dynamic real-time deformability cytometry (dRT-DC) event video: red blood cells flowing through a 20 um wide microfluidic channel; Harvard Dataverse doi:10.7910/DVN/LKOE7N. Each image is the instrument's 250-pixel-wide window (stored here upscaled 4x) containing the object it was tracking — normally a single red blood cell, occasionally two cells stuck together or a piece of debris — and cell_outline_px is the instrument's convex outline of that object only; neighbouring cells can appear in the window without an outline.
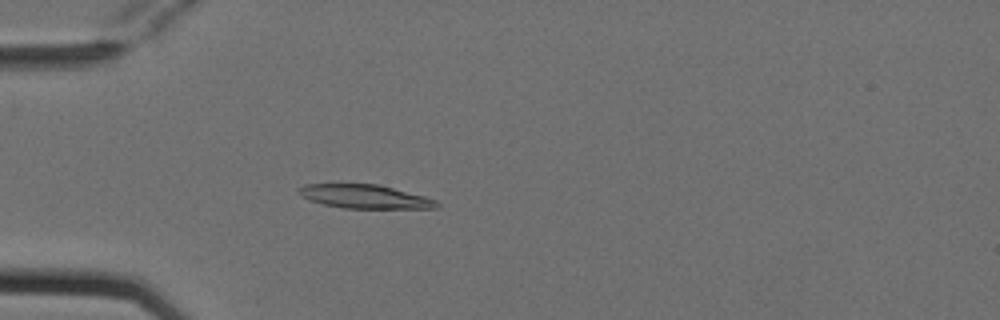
{"species": "Egyptian fruit bat (a non-hibernating species)", "species_latin": "Rousettus aegyptiacus", "temperature_condition": "cold", "stored_images_in_passage": 5, "camera_frame_rate_fps": 3000, "um_per_image_px": 0.085, "animal": {"sex": "female"}, "frame": {"image": 1, "passage_image": 5, "time_ms": 1.333, "image_size_px": [1000, 320], "cell_outline_px": [[440, 208], [344, 208], [324, 204], [308, 200], [300, 192], [300, 188], [304, 184], [376, 184], [424, 196], [436, 200], [440, 204]], "centroid_in_image_um": [31.05, 16.71], "position_along_channel_um": 54.0, "area_um2": 18.73}}